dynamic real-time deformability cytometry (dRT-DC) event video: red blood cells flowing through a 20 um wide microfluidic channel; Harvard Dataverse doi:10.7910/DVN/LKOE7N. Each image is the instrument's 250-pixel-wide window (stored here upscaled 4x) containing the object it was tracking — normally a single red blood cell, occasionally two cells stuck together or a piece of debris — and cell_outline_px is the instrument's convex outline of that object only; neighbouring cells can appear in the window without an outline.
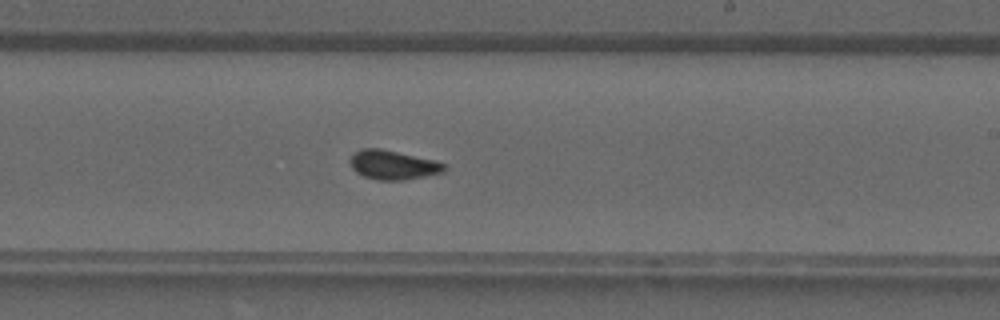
{"species": "common noctule bat (a hibernating species)", "species_latin": "Nyctalus noctula", "temperature_condition": "warm", "stored_images_in_passage": 30, "camera_frame_rate_fps": 3000, "um_per_image_px": 0.085, "animal": {"sex": "male", "forearm_length_mm": 52.5}, "frame": {"image": 1, "passage_image": 22, "time_ms": 7.0, "image_size_px": [1000, 320], "cell_outline_px": [[448, 168], [444, 172], [404, 180], [376, 180], [364, 176], [356, 172], [352, 168], [348, 160], [360, 148], [380, 148], [436, 160], [448, 164]], "centroid_in_image_um": [33.44, 14.01], "position_along_channel_um": 255.6, "area_um2": 16.24}}